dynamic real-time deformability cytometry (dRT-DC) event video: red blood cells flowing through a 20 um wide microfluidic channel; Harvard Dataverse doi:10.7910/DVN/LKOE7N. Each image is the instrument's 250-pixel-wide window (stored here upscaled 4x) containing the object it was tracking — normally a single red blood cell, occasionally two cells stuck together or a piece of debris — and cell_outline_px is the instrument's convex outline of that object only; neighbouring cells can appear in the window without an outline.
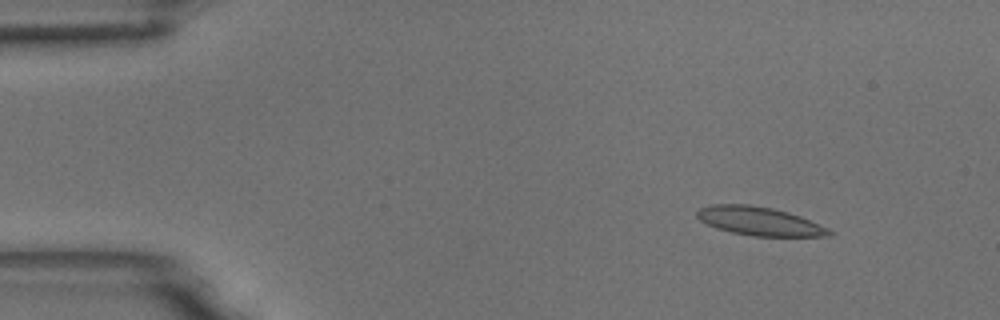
{"species": "common noctule bat (a hibernating species)", "species_latin": "Nyctalus noctula", "temperature_condition": "room temperature", "stored_images_in_passage": 5, "camera_frame_rate_fps": 3000, "um_per_image_px": 0.085, "animal": {"sex": "male", "body_mass_g": 18.8}, "frame": {"image": 1, "passage_image": 1, "time_ms": 0.0, "image_size_px": [1000, 320], "cell_outline_px": [[836, 232], [832, 236], [756, 236], [732, 232], [716, 228], [700, 220], [696, 216], [696, 212], [700, 208], [712, 204], [748, 204], [772, 208], [788, 212], [800, 216], [828, 228]], "centroid_in_image_um": [64.57, 18.8], "position_along_channel_um": 20.4, "area_um2": 21.96}}
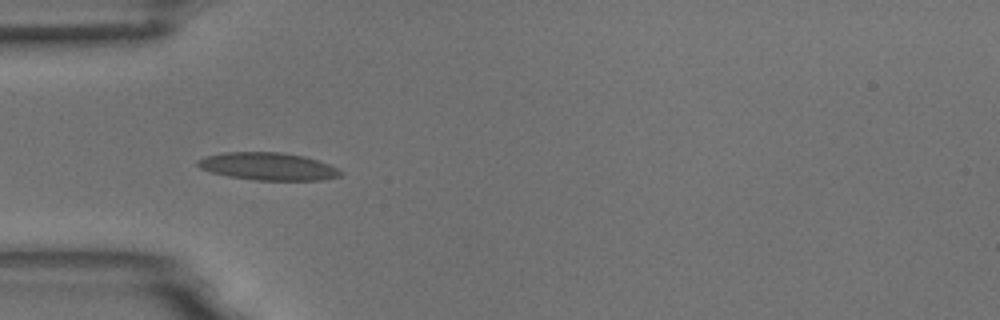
{"frame": {"image": 2, "passage_image": 4, "time_ms": 1.0, "image_size_px": [1000, 320], "cell_outline_px": [[344, 172], [340, 176], [320, 180], [256, 180], [228, 176], [212, 172], [200, 168], [196, 164], [196, 160], [204, 156], [224, 152], [280, 152], [304, 156], [328, 164]], "centroid_in_image_um": [22.75, 14.14], "position_along_channel_um": 62.3, "area_um2": 22.89}}